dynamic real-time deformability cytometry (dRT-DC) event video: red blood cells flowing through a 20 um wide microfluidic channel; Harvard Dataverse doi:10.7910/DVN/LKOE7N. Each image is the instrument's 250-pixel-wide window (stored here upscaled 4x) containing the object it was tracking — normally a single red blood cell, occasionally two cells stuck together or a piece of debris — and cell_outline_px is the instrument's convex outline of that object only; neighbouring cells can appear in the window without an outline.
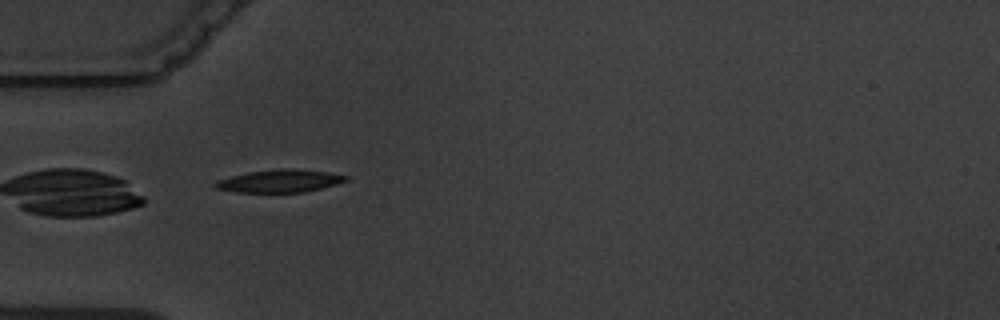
{"species": "common noctule bat (a hibernating species)", "species_latin": "Nyctalus noctula", "temperature_condition": "warm", "stored_images_in_passage": 5, "camera_frame_rate_fps": 3000, "um_per_image_px": 0.085, "animal": {"sex": "male", "body_mass_g": 19.5, "forearm_length_mm": 54.6}, "frame": {"image": 1, "passage_image": 4, "time_ms": 3.667, "image_size_px": [1000, 320], "cell_outline_px": [[348, 180], [336, 184], [304, 192], [236, 192], [216, 188], [212, 184], [216, 180], [248, 172], [280, 168], [284, 168], [328, 172], [348, 176]], "centroid_in_image_um": [23.75, 15.38], "position_along_channel_um": 61.3, "area_um2": 17.11}}